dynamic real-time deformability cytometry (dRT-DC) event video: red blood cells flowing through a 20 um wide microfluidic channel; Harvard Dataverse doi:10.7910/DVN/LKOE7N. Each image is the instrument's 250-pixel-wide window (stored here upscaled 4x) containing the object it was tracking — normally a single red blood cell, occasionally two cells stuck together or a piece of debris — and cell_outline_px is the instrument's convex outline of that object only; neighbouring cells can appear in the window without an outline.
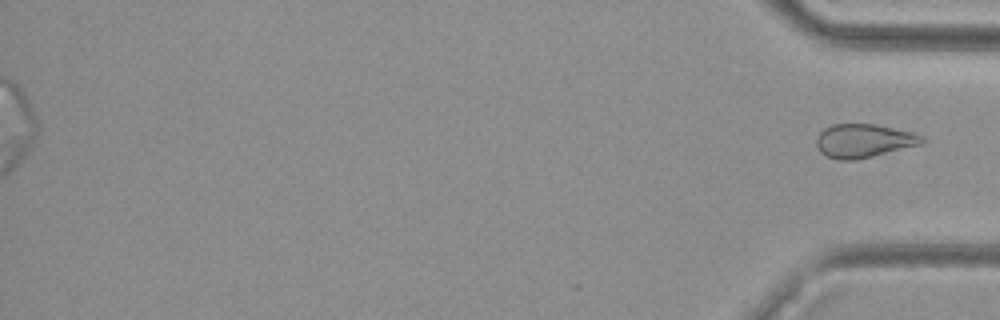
{"species": "common noctule bat (a hibernating species)", "species_latin": "Nyctalus noctula", "temperature_condition": "cold", "stored_images_in_passage": 35, "segment_of_instrument_passage": [2, 2], "camera_frame_rate_fps": 3000, "um_per_image_px": 0.085, "animal": {"sex": "female", "body_mass_g": 29.2, "forearm_length_mm": 56.3}, "frame": {"image": 1, "passage_image": 35, "time_ms": 11.333, "image_size_px": [1000, 320], "cell_outline_px": [[924, 144], [856, 160], [840, 160], [828, 156], [820, 152], [816, 144], [816, 140], [820, 132], [824, 128], [832, 124], [876, 124], [912, 132], [924, 136]], "centroid_in_image_um": [73.44, 11.96], "position_along_channel_um": 361.8, "area_um2": 20.75}}